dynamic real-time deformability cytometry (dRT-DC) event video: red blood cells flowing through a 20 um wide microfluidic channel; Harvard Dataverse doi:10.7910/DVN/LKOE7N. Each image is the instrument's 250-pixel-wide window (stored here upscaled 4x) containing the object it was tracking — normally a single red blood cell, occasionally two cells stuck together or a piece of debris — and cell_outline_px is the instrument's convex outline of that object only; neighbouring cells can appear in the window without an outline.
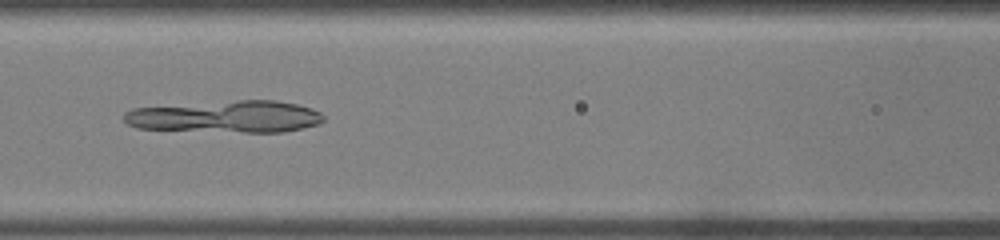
{"species": "common noctule bat (a hibernating species)", "species_latin": "Nyctalus noctula", "temperature_condition": "warm", "stored_images_in_passage": 37, "camera_frame_rate_fps": 3000, "um_per_image_px": 0.085, "animal": {"sex": "male", "body_mass_g": 19.0, "forearm_length_mm": 50.8}, "frame": {"image": 1, "passage_image": 16, "time_ms": 5.0, "image_size_px": [1000, 240], "cell_outline_px": [[324, 120], [320, 124], [284, 132], [244, 132], [136, 128], [128, 124], [124, 120], [124, 112], [132, 108], [236, 100], [276, 100], [296, 104], [312, 108], [320, 112], [324, 116]], "centroid_in_image_um": [19.24, 9.91], "position_along_channel_um": 147.4, "area_um2": 37.17}}
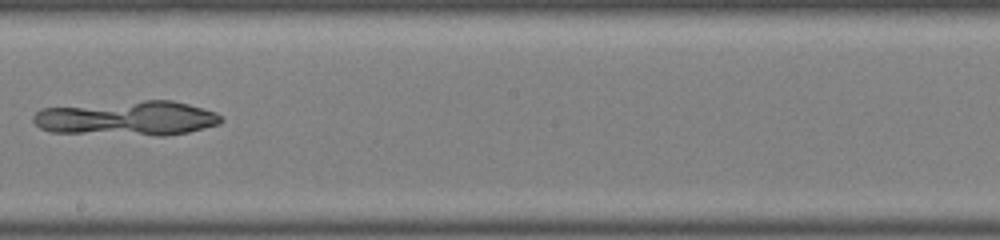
{"frame": {"image": 2, "passage_image": 21, "time_ms": 6.667, "image_size_px": [1000, 240], "cell_outline_px": [[224, 120], [220, 124], [188, 132], [164, 136], [156, 136], [52, 132], [40, 128], [32, 120], [32, 116], [36, 112], [44, 108], [144, 100], [172, 100], [188, 104], [216, 112]], "centroid_in_image_um": [10.84, 10.06], "position_along_channel_um": 237.4, "area_um2": 37.97}}
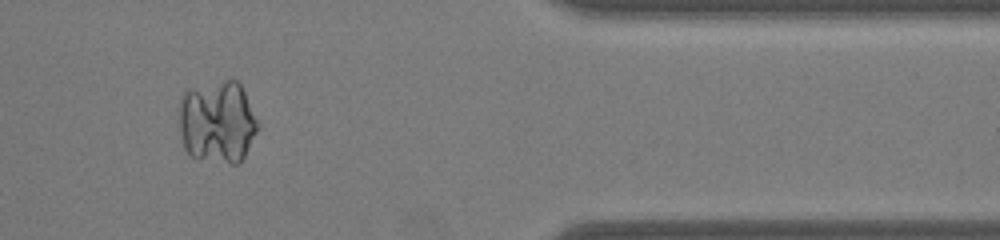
{"frame": {"image": 3, "passage_image": 31, "time_ms": 10.0, "image_size_px": [1000, 240], "cell_outline_px": [[260, 124], [244, 156], [236, 164], [232, 164], [196, 160], [184, 148], [180, 136], [180, 100], [184, 92], [188, 88], [224, 80], [236, 80], [240, 84]], "centroid_in_image_um": [18.46, 10.38], "position_along_channel_um": 392.9, "area_um2": 38.21}}